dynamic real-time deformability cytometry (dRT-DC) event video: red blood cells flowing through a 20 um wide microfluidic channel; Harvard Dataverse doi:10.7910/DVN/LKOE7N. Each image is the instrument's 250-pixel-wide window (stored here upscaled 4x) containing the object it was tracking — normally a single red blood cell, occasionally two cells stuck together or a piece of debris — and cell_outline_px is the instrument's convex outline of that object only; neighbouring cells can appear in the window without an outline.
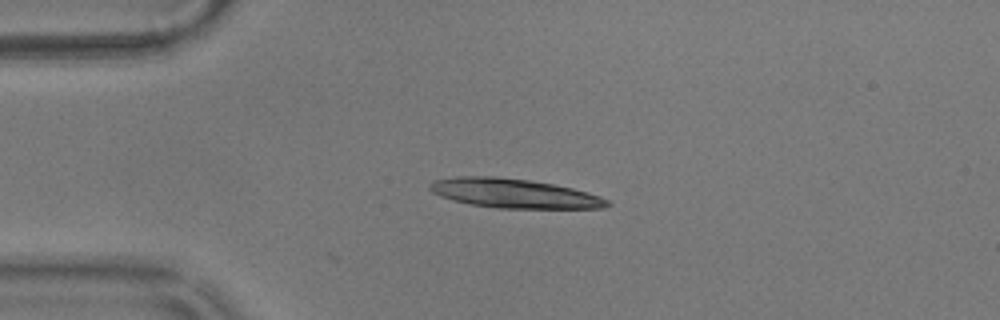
{"species": "common noctule bat (a hibernating species)", "species_latin": "Nyctalus noctula", "temperature_condition": "warm", "stored_images_in_passage": 12, "camera_frame_rate_fps": 3000, "um_per_image_px": 0.085, "animal": {"sex": "male", "body_mass_g": 17.9}, "frame": {"image": 1, "passage_image": 1, "time_ms": 0.0, "image_size_px": [1000, 320], "cell_outline_px": [[612, 204], [604, 208], [496, 208], [472, 204], [440, 196], [432, 192], [428, 188], [428, 184], [432, 180], [456, 176], [496, 176], [532, 180], [572, 188], [588, 192], [600, 196], [608, 200]], "centroid_in_image_um": [43.68, 16.42], "position_along_channel_um": 41.3, "area_um2": 30.35}}